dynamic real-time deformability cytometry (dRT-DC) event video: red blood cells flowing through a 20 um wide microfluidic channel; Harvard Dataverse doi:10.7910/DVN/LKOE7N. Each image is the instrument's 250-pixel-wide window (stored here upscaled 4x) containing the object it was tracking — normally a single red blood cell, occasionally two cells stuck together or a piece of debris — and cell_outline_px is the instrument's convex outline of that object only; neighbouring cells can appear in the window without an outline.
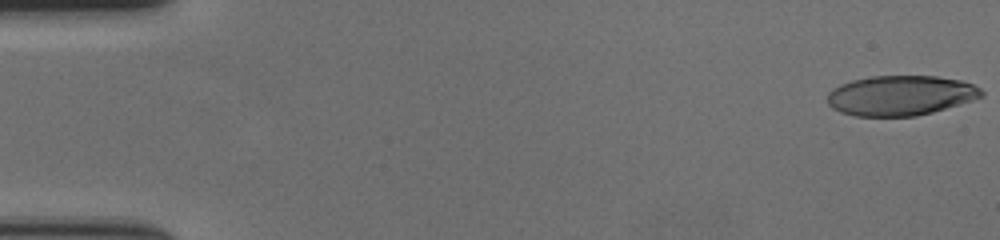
{"species": "human", "species_latin": "Homo sapiens", "temperature_condition": "cold", "stored_images_in_passage": 58, "camera_frame_rate_fps": 3000, "um_per_image_px": 0.085, "donor": {"sex": "female"}, "frame": {"image": 1, "passage_image": 1, "time_ms": 0.0, "image_size_px": [1000, 240], "cell_outline_px": [[984, 96], [972, 100], [932, 112], [916, 116], [856, 116], [840, 112], [832, 108], [828, 104], [828, 92], [832, 88], [840, 84], [852, 80], [872, 76], [936, 76], [960, 80], [972, 84], [980, 88], [984, 92]], "centroid_in_image_um": [76.53, 8.11], "position_along_channel_um": 8.5, "area_um2": 35.89}}
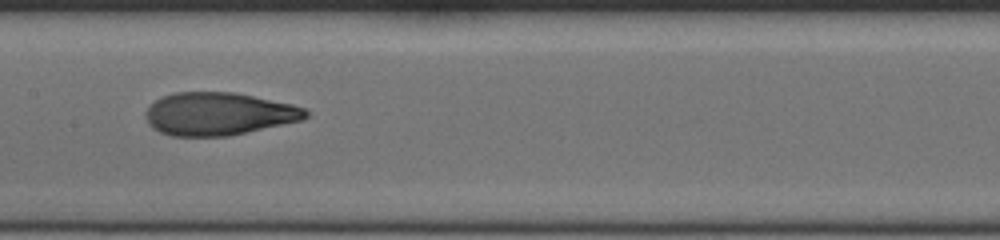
{"frame": {"image": 2, "passage_image": 30, "time_ms": 9.667, "image_size_px": [1000, 240], "cell_outline_px": [[308, 116], [304, 120], [228, 136], [172, 136], [160, 132], [152, 128], [148, 124], [144, 116], [144, 112], [160, 96], [172, 92], [236, 92], [292, 104], [304, 108], [308, 112]], "centroid_in_image_um": [18.56, 9.67], "position_along_channel_um": 188.8, "area_um2": 40.23}}
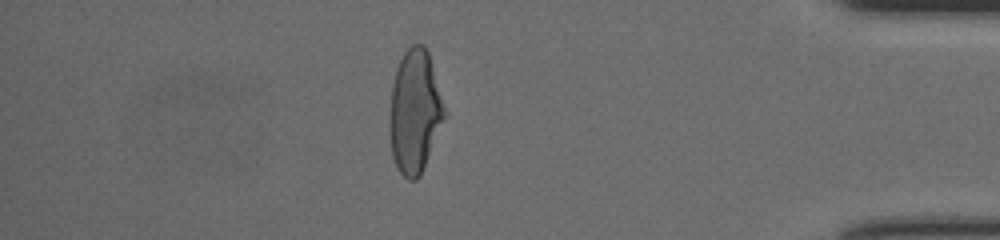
{"frame": {"image": 3, "passage_image": 51, "time_ms": 16.667, "image_size_px": [1000, 240], "cell_outline_px": [[444, 116], [420, 176], [416, 180], [408, 180], [400, 172], [392, 156], [392, 84], [396, 68], [404, 52], [412, 44], [424, 44], [428, 52], [444, 108]], "centroid_in_image_um": [35.26, 9.45], "position_along_channel_um": 399.9, "area_um2": 37.63}, "authors_computed_cell_mechanics": {"area_um2": 39.5641, "velocity_mm_per_s": 3.5619, "shape_relaxation_time_tau1_ms": 5.092, "shape_relaxation_time_tau2_ms": 1.4912, "deformation_change_tau1": 0.2241, "deformation_change_tau2": 0.0809}}